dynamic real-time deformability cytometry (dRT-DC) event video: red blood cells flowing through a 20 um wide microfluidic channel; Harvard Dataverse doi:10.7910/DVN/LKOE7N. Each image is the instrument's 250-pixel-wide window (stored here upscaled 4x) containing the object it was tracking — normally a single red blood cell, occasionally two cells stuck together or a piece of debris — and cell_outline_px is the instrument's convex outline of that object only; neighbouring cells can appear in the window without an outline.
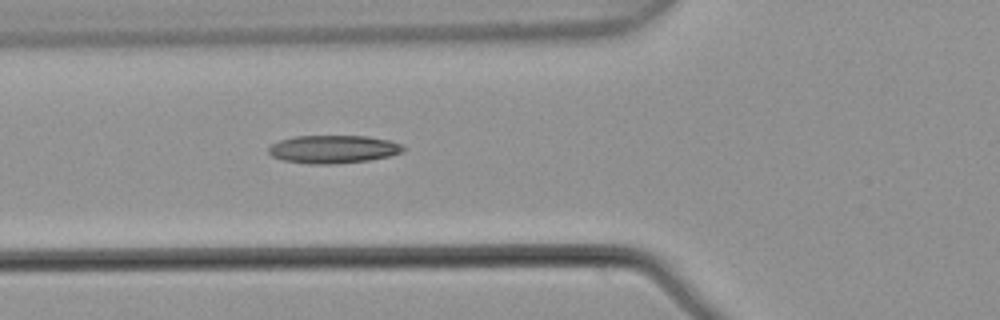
{"species": "common noctule bat (a hibernating species)", "species_latin": "Nyctalus noctula", "temperature_condition": "warm", "stored_images_in_passage": 7, "camera_frame_rate_fps": 3000, "um_per_image_px": 0.085, "animal": {"sex": "male", "body_mass_g": 21.5, "forearm_length_mm": 52.0}, "frame": {"image": 1, "passage_image": 7, "time_ms": 2.0, "image_size_px": [1000, 320], "cell_outline_px": [[404, 148], [400, 152], [388, 156], [368, 160], [332, 164], [308, 164], [284, 160], [272, 156], [268, 152], [268, 148], [272, 144], [280, 140], [296, 136], [368, 136], [388, 140], [400, 144]], "centroid_in_image_um": [28.28, 12.68], "position_along_channel_um": 97.5, "area_um2": 21.73}}